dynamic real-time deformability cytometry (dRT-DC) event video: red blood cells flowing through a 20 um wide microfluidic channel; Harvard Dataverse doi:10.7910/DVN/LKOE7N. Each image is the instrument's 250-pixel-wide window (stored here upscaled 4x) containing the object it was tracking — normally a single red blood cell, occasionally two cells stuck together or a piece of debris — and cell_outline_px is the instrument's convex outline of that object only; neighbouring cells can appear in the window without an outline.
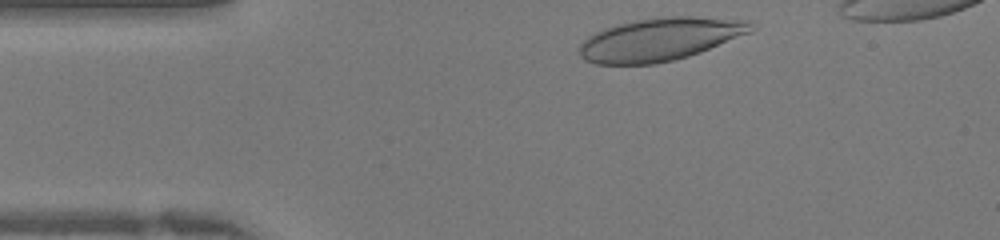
{"species": "human", "species_latin": "Homo sapiens", "temperature_condition": "warm", "stored_images_in_passage": 28, "camera_frame_rate_fps": 3000, "um_per_image_px": 0.085, "donor": {"sex": "female"}, "frame": {"image": 1, "passage_image": 1, "time_ms": 0.0, "image_size_px": [1000, 240], "cell_outline_px": [[756, 28], [752, 32], [700, 52], [688, 56], [656, 64], [596, 64], [584, 60], [580, 56], [580, 44], [588, 36], [604, 28], [616, 24], [656, 16], [692, 16], [752, 20]], "centroid_in_image_um": [56.14, 3.32], "position_along_channel_um": 28.9, "area_um2": 43.29}}
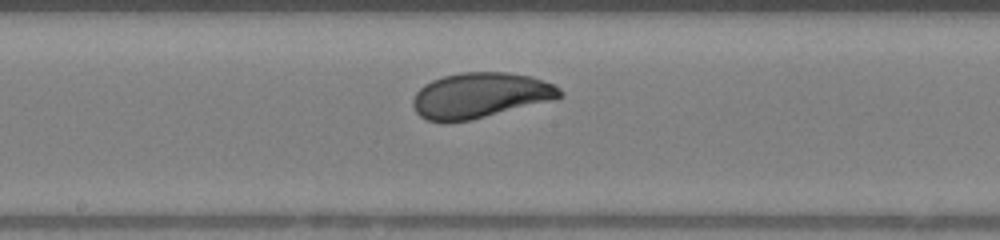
{"frame": {"image": 2, "passage_image": 15, "time_ms": 4.667, "image_size_px": [1000, 240], "cell_outline_px": [[564, 96], [552, 100], [472, 120], [428, 120], [420, 116], [416, 112], [412, 104], [412, 100], [416, 92], [424, 84], [432, 80], [444, 76], [464, 72], [508, 72], [532, 76], [552, 84], [560, 88], [564, 92]], "centroid_in_image_um": [40.84, 8.09], "position_along_channel_um": 207.4, "area_um2": 38.55}}
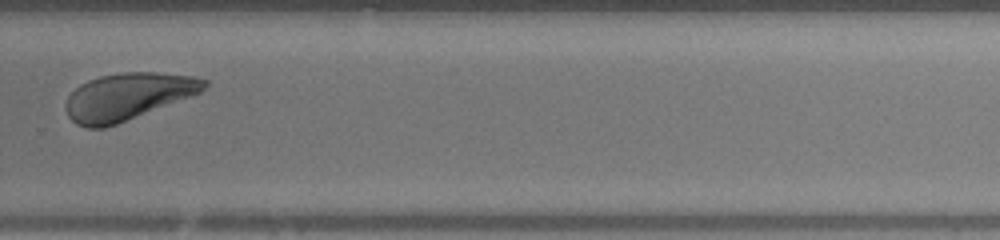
{"frame": {"image": 3, "passage_image": 22, "time_ms": 7.0, "image_size_px": [1000, 240], "cell_outline_px": [[208, 84], [200, 92], [192, 96], [116, 124], [104, 128], [88, 128], [76, 124], [68, 116], [64, 108], [64, 104], [68, 96], [80, 84], [88, 80], [100, 76], [124, 72], [156, 72], [196, 76], [208, 80]], "centroid_in_image_um": [10.84, 8.2], "position_along_channel_um": 319.0, "area_um2": 37.92}}